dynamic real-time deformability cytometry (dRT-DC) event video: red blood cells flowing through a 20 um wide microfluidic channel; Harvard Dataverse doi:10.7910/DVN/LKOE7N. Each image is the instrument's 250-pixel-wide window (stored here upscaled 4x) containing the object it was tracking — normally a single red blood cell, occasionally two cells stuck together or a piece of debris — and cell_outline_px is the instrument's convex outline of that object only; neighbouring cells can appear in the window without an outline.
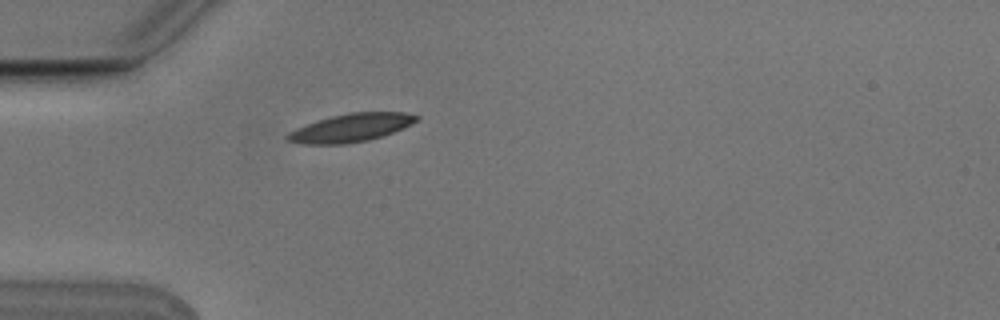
{"species": "Egyptian fruit bat (a non-hibernating species)", "species_latin": "Rousettus aegyptiacus", "temperature_condition": "cold", "stored_images_in_passage": 1, "camera_frame_rate_fps": 3000, "um_per_image_px": 0.085, "animal": {"sex": "male"}, "frame": {"image": 1, "passage_image": 1, "time_ms": 0.0, "image_size_px": [1000, 320], "cell_outline_px": [[420, 120], [404, 128], [384, 136], [368, 140], [344, 144], [304, 144], [288, 140], [284, 136], [288, 132], [296, 128], [332, 116], [348, 112], [404, 112], [420, 116]], "centroid_in_image_um": [29.89, 10.86], "position_along_channel_um": 55.1, "area_um2": 21.21}}